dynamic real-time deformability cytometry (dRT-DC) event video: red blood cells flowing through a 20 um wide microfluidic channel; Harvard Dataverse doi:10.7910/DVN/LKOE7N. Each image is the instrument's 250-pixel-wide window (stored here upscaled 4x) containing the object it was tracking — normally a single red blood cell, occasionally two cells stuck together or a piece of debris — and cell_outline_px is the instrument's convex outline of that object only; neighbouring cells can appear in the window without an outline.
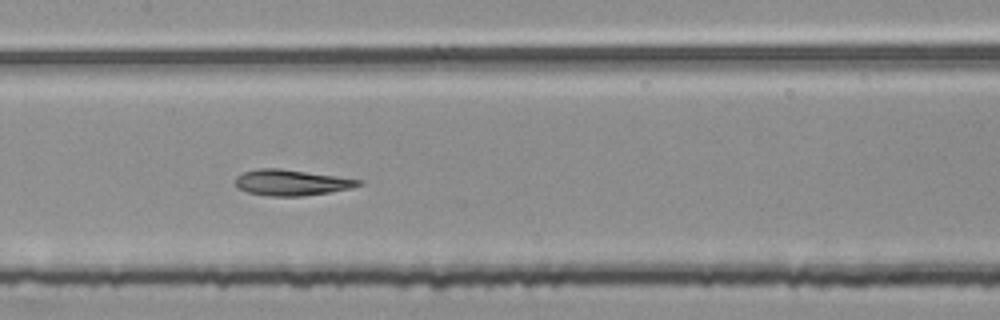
{"species": "common noctule bat (a hibernating species)", "species_latin": "Nyctalus noctula", "temperature_condition": "room temperature", "stored_images_in_passage": 53, "segment_of_instrument_passage": [2, 2], "camera_frame_rate_fps": 3000, "um_per_image_px": 0.085, "animal": {"sex": "female", "body_mass_g": 25.1}, "frame": {"image": 1, "passage_image": 27, "time_ms": 8.667, "image_size_px": [1000, 320], "cell_outline_px": [[364, 184], [352, 188], [304, 196], [268, 196], [248, 192], [236, 188], [236, 176], [244, 172], [260, 168], [280, 168], [360, 180]], "centroid_in_image_um": [24.74, 15.52], "position_along_channel_um": 182.7, "area_um2": 18.38}}
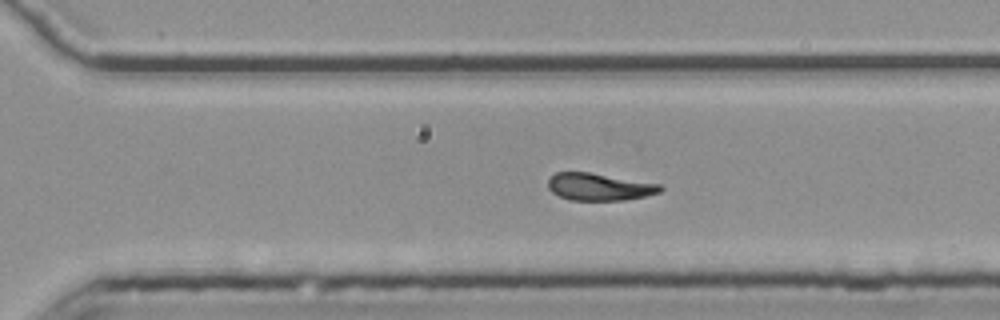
{"frame": {"image": 2, "passage_image": 38, "time_ms": 12.333, "image_size_px": [1000, 320], "cell_outline_px": [[664, 188], [660, 192], [644, 196], [624, 200], [568, 200], [552, 192], [548, 188], [548, 180], [556, 172], [588, 172], [660, 184]], "centroid_in_image_um": [50.92, 15.88], "position_along_channel_um": 319.7, "area_um2": 17.69}}
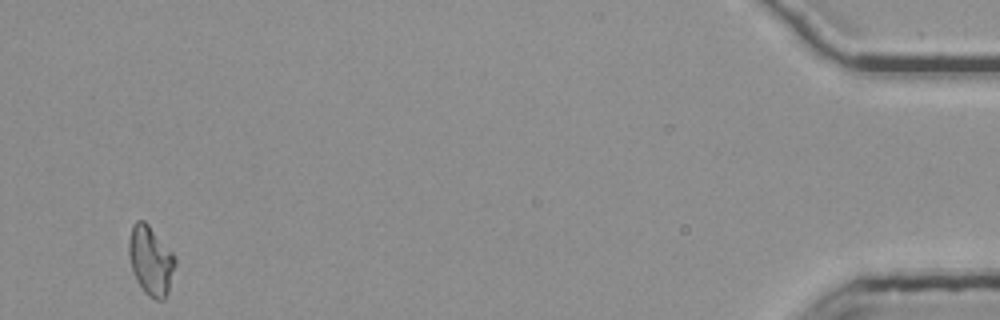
{"frame": {"image": 3, "passage_image": 53, "time_ms": 17.333, "image_size_px": [1000, 320], "cell_outline_px": [[176, 264], [168, 292], [164, 300], [156, 300], [148, 296], [144, 292], [136, 280], [132, 272], [128, 252], [128, 244], [132, 224], [136, 220], [144, 220], [148, 224], [176, 256]], "centroid_in_image_um": [12.81, 22.15], "position_along_channel_um": 422.4, "area_um2": 18.9}}